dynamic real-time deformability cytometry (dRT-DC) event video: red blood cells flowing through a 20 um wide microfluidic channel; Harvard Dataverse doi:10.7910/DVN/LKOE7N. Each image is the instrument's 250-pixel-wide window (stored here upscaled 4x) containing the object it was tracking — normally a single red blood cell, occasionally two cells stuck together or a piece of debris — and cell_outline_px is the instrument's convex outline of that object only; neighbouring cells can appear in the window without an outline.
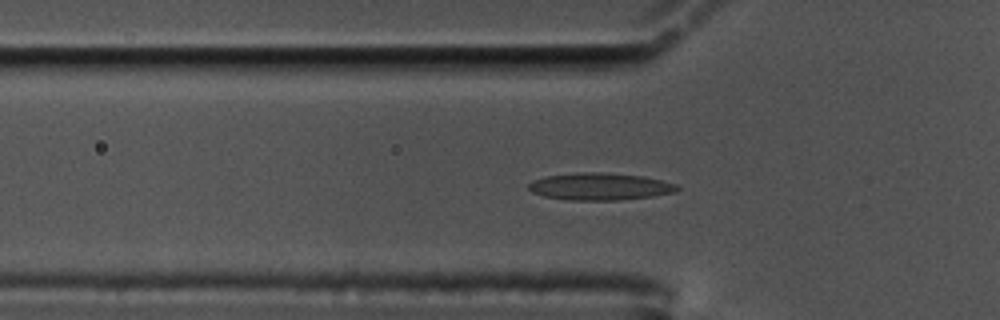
{"species": "common noctule bat (a hibernating species)", "species_latin": "Nyctalus noctula", "temperature_condition": "cold", "stored_images_in_passage": 47, "camera_frame_rate_fps": 3000, "um_per_image_px": 0.085, "animal": {"sex": "male", "body_mass_g": 17.5, "forearm_length_mm": 52.3}, "frame": {"image": 1, "passage_image": 10, "time_ms": 3.0, "image_size_px": [1000, 320], "cell_outline_px": [[680, 188], [676, 192], [652, 196], [620, 200], [568, 200], [544, 196], [532, 192], [528, 188], [528, 184], [532, 180], [544, 176], [576, 172], [600, 172], [640, 176], [660, 180], [676, 184]], "centroid_in_image_um": [50.95, 15.85], "position_along_channel_um": 74.9, "area_um2": 23.52}}
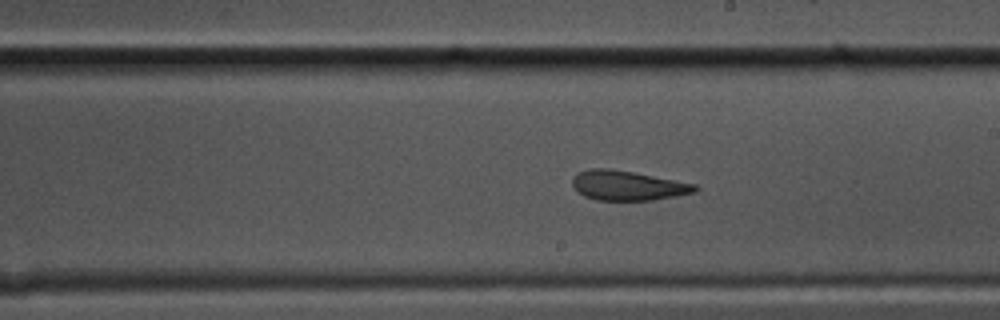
{"frame": {"image": 2, "passage_image": 24, "time_ms": 7.667, "image_size_px": [1000, 320], "cell_outline_px": [[700, 188], [696, 192], [676, 196], [652, 200], [596, 200], [584, 196], [572, 184], [572, 176], [576, 172], [592, 168], [608, 168], [632, 172], [696, 184]], "centroid_in_image_um": [53.35, 15.77], "position_along_channel_um": 235.7, "area_um2": 21.15}}
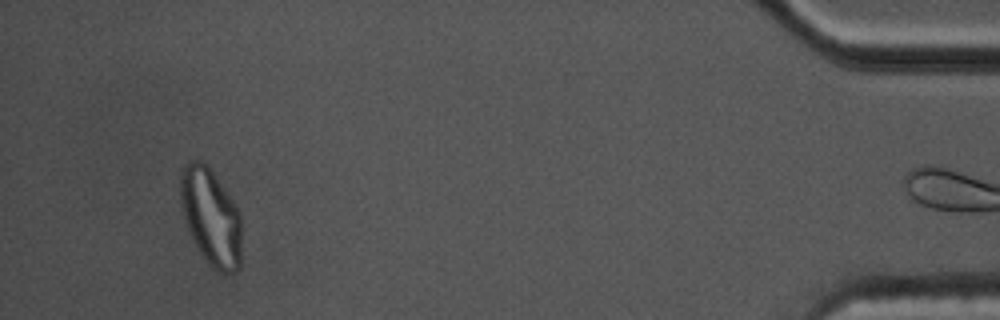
{"frame": {"image": 3, "passage_image": 46, "time_ms": 15.0, "image_size_px": [1000, 320], "cell_outline_px": [[240, 268], [236, 272], [224, 276], [216, 272], [208, 264], [192, 240], [184, 216], [180, 200], [180, 176], [184, 164], [188, 160], [200, 160], [212, 172], [232, 200], [240, 212]], "centroid_in_image_um": [17.92, 18.5], "position_along_channel_um": 417.3, "area_um2": 34.56}, "authors_computed_cell_mechanics": {"area_um2": 22.4264, "velocity_mm_per_s": 3.4465, "shape_relaxation_time_tau1_ms": null, "shape_relaxation_time_tau2_ms": 2.1403, "deformation_change_tau1": null, "deformation_change_tau2": 0.0885}}